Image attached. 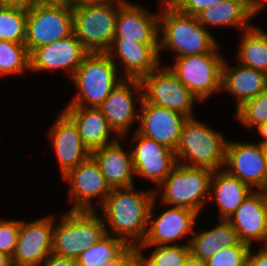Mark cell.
<instances>
[{
    "label": "cell",
    "mask_w": 267,
    "mask_h": 266,
    "mask_svg": "<svg viewBox=\"0 0 267 266\" xmlns=\"http://www.w3.org/2000/svg\"><path fill=\"white\" fill-rule=\"evenodd\" d=\"M154 198L155 190L137 192L134 186L112 188L100 207L104 223L109 224L113 231L109 235L114 234L127 245L139 247L147 233L148 215Z\"/></svg>",
    "instance_id": "cell-1"
},
{
    "label": "cell",
    "mask_w": 267,
    "mask_h": 266,
    "mask_svg": "<svg viewBox=\"0 0 267 266\" xmlns=\"http://www.w3.org/2000/svg\"><path fill=\"white\" fill-rule=\"evenodd\" d=\"M162 6L159 14V56L162 48L173 51L175 58L193 54L218 52V43L196 16L177 10L173 5Z\"/></svg>",
    "instance_id": "cell-2"
},
{
    "label": "cell",
    "mask_w": 267,
    "mask_h": 266,
    "mask_svg": "<svg viewBox=\"0 0 267 266\" xmlns=\"http://www.w3.org/2000/svg\"><path fill=\"white\" fill-rule=\"evenodd\" d=\"M212 129L194 117L187 118L175 150L176 162L212 171L224 166L227 141L221 133ZM182 158L187 163L179 162Z\"/></svg>",
    "instance_id": "cell-3"
},
{
    "label": "cell",
    "mask_w": 267,
    "mask_h": 266,
    "mask_svg": "<svg viewBox=\"0 0 267 266\" xmlns=\"http://www.w3.org/2000/svg\"><path fill=\"white\" fill-rule=\"evenodd\" d=\"M106 53H88L71 77L78 93L67 106L99 107L123 80Z\"/></svg>",
    "instance_id": "cell-4"
},
{
    "label": "cell",
    "mask_w": 267,
    "mask_h": 266,
    "mask_svg": "<svg viewBox=\"0 0 267 266\" xmlns=\"http://www.w3.org/2000/svg\"><path fill=\"white\" fill-rule=\"evenodd\" d=\"M126 0L72 7L73 33L88 53H106L115 37L118 9Z\"/></svg>",
    "instance_id": "cell-5"
},
{
    "label": "cell",
    "mask_w": 267,
    "mask_h": 266,
    "mask_svg": "<svg viewBox=\"0 0 267 266\" xmlns=\"http://www.w3.org/2000/svg\"><path fill=\"white\" fill-rule=\"evenodd\" d=\"M95 210H70L53 228L52 253L76 259L108 229Z\"/></svg>",
    "instance_id": "cell-6"
},
{
    "label": "cell",
    "mask_w": 267,
    "mask_h": 266,
    "mask_svg": "<svg viewBox=\"0 0 267 266\" xmlns=\"http://www.w3.org/2000/svg\"><path fill=\"white\" fill-rule=\"evenodd\" d=\"M73 33V11L67 1L35 3L27 9L25 45L34 49Z\"/></svg>",
    "instance_id": "cell-7"
},
{
    "label": "cell",
    "mask_w": 267,
    "mask_h": 266,
    "mask_svg": "<svg viewBox=\"0 0 267 266\" xmlns=\"http://www.w3.org/2000/svg\"><path fill=\"white\" fill-rule=\"evenodd\" d=\"M212 170L177 163L171 173L157 187L164 189L161 203L184 207L197 213L210 196ZM207 197V198H206Z\"/></svg>",
    "instance_id": "cell-8"
},
{
    "label": "cell",
    "mask_w": 267,
    "mask_h": 266,
    "mask_svg": "<svg viewBox=\"0 0 267 266\" xmlns=\"http://www.w3.org/2000/svg\"><path fill=\"white\" fill-rule=\"evenodd\" d=\"M174 59L175 64L168 68L199 101L205 100L214 92L222 91V68L225 59L218 52Z\"/></svg>",
    "instance_id": "cell-9"
},
{
    "label": "cell",
    "mask_w": 267,
    "mask_h": 266,
    "mask_svg": "<svg viewBox=\"0 0 267 266\" xmlns=\"http://www.w3.org/2000/svg\"><path fill=\"white\" fill-rule=\"evenodd\" d=\"M143 99L150 104L177 111L191 118L198 98L166 66L158 67L141 80Z\"/></svg>",
    "instance_id": "cell-10"
},
{
    "label": "cell",
    "mask_w": 267,
    "mask_h": 266,
    "mask_svg": "<svg viewBox=\"0 0 267 266\" xmlns=\"http://www.w3.org/2000/svg\"><path fill=\"white\" fill-rule=\"evenodd\" d=\"M159 189H154L155 198L148 215L147 233L142 244L138 247L139 251L146 247L169 245L174 241L176 242L177 239L181 240L183 236H188L189 233L191 235L194 233L193 227H195L198 213L191 209L173 206L158 215L157 218L154 217V206Z\"/></svg>",
    "instance_id": "cell-11"
},
{
    "label": "cell",
    "mask_w": 267,
    "mask_h": 266,
    "mask_svg": "<svg viewBox=\"0 0 267 266\" xmlns=\"http://www.w3.org/2000/svg\"><path fill=\"white\" fill-rule=\"evenodd\" d=\"M135 99L139 100V105L143 100L140 80L123 79L98 107L106 117L108 125L115 133L114 135L120 139L125 138L132 124L139 120Z\"/></svg>",
    "instance_id": "cell-12"
},
{
    "label": "cell",
    "mask_w": 267,
    "mask_h": 266,
    "mask_svg": "<svg viewBox=\"0 0 267 266\" xmlns=\"http://www.w3.org/2000/svg\"><path fill=\"white\" fill-rule=\"evenodd\" d=\"M62 178L70 182L68 198L75 202L71 210H94L92 200L96 197H99L101 207L112 190L91 155Z\"/></svg>",
    "instance_id": "cell-13"
},
{
    "label": "cell",
    "mask_w": 267,
    "mask_h": 266,
    "mask_svg": "<svg viewBox=\"0 0 267 266\" xmlns=\"http://www.w3.org/2000/svg\"><path fill=\"white\" fill-rule=\"evenodd\" d=\"M53 216L31 222L20 220L15 252L11 258L13 266H39L52 253Z\"/></svg>",
    "instance_id": "cell-14"
},
{
    "label": "cell",
    "mask_w": 267,
    "mask_h": 266,
    "mask_svg": "<svg viewBox=\"0 0 267 266\" xmlns=\"http://www.w3.org/2000/svg\"><path fill=\"white\" fill-rule=\"evenodd\" d=\"M226 171L242 182L267 191V171L263 152L259 143L227 141Z\"/></svg>",
    "instance_id": "cell-15"
},
{
    "label": "cell",
    "mask_w": 267,
    "mask_h": 266,
    "mask_svg": "<svg viewBox=\"0 0 267 266\" xmlns=\"http://www.w3.org/2000/svg\"><path fill=\"white\" fill-rule=\"evenodd\" d=\"M140 107L139 128L136 131L175 151L187 117L177 111L147 103L144 99Z\"/></svg>",
    "instance_id": "cell-16"
},
{
    "label": "cell",
    "mask_w": 267,
    "mask_h": 266,
    "mask_svg": "<svg viewBox=\"0 0 267 266\" xmlns=\"http://www.w3.org/2000/svg\"><path fill=\"white\" fill-rule=\"evenodd\" d=\"M137 143L131 149L134 174L160 185L177 164L175 151L140 135L137 131L132 138Z\"/></svg>",
    "instance_id": "cell-17"
},
{
    "label": "cell",
    "mask_w": 267,
    "mask_h": 266,
    "mask_svg": "<svg viewBox=\"0 0 267 266\" xmlns=\"http://www.w3.org/2000/svg\"><path fill=\"white\" fill-rule=\"evenodd\" d=\"M87 54L81 42L72 33L66 38L34 49L30 53V71L63 69L72 77Z\"/></svg>",
    "instance_id": "cell-18"
},
{
    "label": "cell",
    "mask_w": 267,
    "mask_h": 266,
    "mask_svg": "<svg viewBox=\"0 0 267 266\" xmlns=\"http://www.w3.org/2000/svg\"><path fill=\"white\" fill-rule=\"evenodd\" d=\"M106 54L114 62L116 56L122 62L125 76L123 79L141 80L161 64L159 44H141L133 40H123V37H114Z\"/></svg>",
    "instance_id": "cell-19"
},
{
    "label": "cell",
    "mask_w": 267,
    "mask_h": 266,
    "mask_svg": "<svg viewBox=\"0 0 267 266\" xmlns=\"http://www.w3.org/2000/svg\"><path fill=\"white\" fill-rule=\"evenodd\" d=\"M227 220L235 229L240 242L250 246L253 241L267 242V191H252Z\"/></svg>",
    "instance_id": "cell-20"
},
{
    "label": "cell",
    "mask_w": 267,
    "mask_h": 266,
    "mask_svg": "<svg viewBox=\"0 0 267 266\" xmlns=\"http://www.w3.org/2000/svg\"><path fill=\"white\" fill-rule=\"evenodd\" d=\"M49 138L53 143L62 177L91 155L82 142L77 125L63 110L50 128Z\"/></svg>",
    "instance_id": "cell-21"
},
{
    "label": "cell",
    "mask_w": 267,
    "mask_h": 266,
    "mask_svg": "<svg viewBox=\"0 0 267 266\" xmlns=\"http://www.w3.org/2000/svg\"><path fill=\"white\" fill-rule=\"evenodd\" d=\"M115 37L141 44H159V15L126 1L118 9Z\"/></svg>",
    "instance_id": "cell-22"
},
{
    "label": "cell",
    "mask_w": 267,
    "mask_h": 266,
    "mask_svg": "<svg viewBox=\"0 0 267 266\" xmlns=\"http://www.w3.org/2000/svg\"><path fill=\"white\" fill-rule=\"evenodd\" d=\"M119 140L91 152L111 188L134 186L132 153H125Z\"/></svg>",
    "instance_id": "cell-23"
},
{
    "label": "cell",
    "mask_w": 267,
    "mask_h": 266,
    "mask_svg": "<svg viewBox=\"0 0 267 266\" xmlns=\"http://www.w3.org/2000/svg\"><path fill=\"white\" fill-rule=\"evenodd\" d=\"M63 111L77 125L82 142L90 152L117 140L110 137L114 131L98 107L67 106Z\"/></svg>",
    "instance_id": "cell-24"
},
{
    "label": "cell",
    "mask_w": 267,
    "mask_h": 266,
    "mask_svg": "<svg viewBox=\"0 0 267 266\" xmlns=\"http://www.w3.org/2000/svg\"><path fill=\"white\" fill-rule=\"evenodd\" d=\"M257 6L251 0H223L201 11L196 17L206 29L207 26H233L244 31L251 18L256 16Z\"/></svg>",
    "instance_id": "cell-25"
},
{
    "label": "cell",
    "mask_w": 267,
    "mask_h": 266,
    "mask_svg": "<svg viewBox=\"0 0 267 266\" xmlns=\"http://www.w3.org/2000/svg\"><path fill=\"white\" fill-rule=\"evenodd\" d=\"M265 89H267L266 73L241 63L230 68L224 60L221 90L237 98V108Z\"/></svg>",
    "instance_id": "cell-26"
},
{
    "label": "cell",
    "mask_w": 267,
    "mask_h": 266,
    "mask_svg": "<svg viewBox=\"0 0 267 266\" xmlns=\"http://www.w3.org/2000/svg\"><path fill=\"white\" fill-rule=\"evenodd\" d=\"M210 190L209 198L215 199L220 212L217 219L226 220L232 216L253 191L249 185L230 175L226 169L213 172Z\"/></svg>",
    "instance_id": "cell-27"
},
{
    "label": "cell",
    "mask_w": 267,
    "mask_h": 266,
    "mask_svg": "<svg viewBox=\"0 0 267 266\" xmlns=\"http://www.w3.org/2000/svg\"><path fill=\"white\" fill-rule=\"evenodd\" d=\"M220 222L209 231H194L188 244L190 254L202 261H206L215 255L220 249L231 247L239 242L237 233L230 222L226 219H218Z\"/></svg>",
    "instance_id": "cell-28"
},
{
    "label": "cell",
    "mask_w": 267,
    "mask_h": 266,
    "mask_svg": "<svg viewBox=\"0 0 267 266\" xmlns=\"http://www.w3.org/2000/svg\"><path fill=\"white\" fill-rule=\"evenodd\" d=\"M242 33L237 60L267 74V33L255 26Z\"/></svg>",
    "instance_id": "cell-29"
},
{
    "label": "cell",
    "mask_w": 267,
    "mask_h": 266,
    "mask_svg": "<svg viewBox=\"0 0 267 266\" xmlns=\"http://www.w3.org/2000/svg\"><path fill=\"white\" fill-rule=\"evenodd\" d=\"M127 244L106 233L97 243L81 253L76 262L78 266H105L106 262L117 256Z\"/></svg>",
    "instance_id": "cell-30"
},
{
    "label": "cell",
    "mask_w": 267,
    "mask_h": 266,
    "mask_svg": "<svg viewBox=\"0 0 267 266\" xmlns=\"http://www.w3.org/2000/svg\"><path fill=\"white\" fill-rule=\"evenodd\" d=\"M27 9L16 6L0 7V40L25 43Z\"/></svg>",
    "instance_id": "cell-31"
},
{
    "label": "cell",
    "mask_w": 267,
    "mask_h": 266,
    "mask_svg": "<svg viewBox=\"0 0 267 266\" xmlns=\"http://www.w3.org/2000/svg\"><path fill=\"white\" fill-rule=\"evenodd\" d=\"M30 71V53L23 43L0 40V76Z\"/></svg>",
    "instance_id": "cell-32"
},
{
    "label": "cell",
    "mask_w": 267,
    "mask_h": 266,
    "mask_svg": "<svg viewBox=\"0 0 267 266\" xmlns=\"http://www.w3.org/2000/svg\"><path fill=\"white\" fill-rule=\"evenodd\" d=\"M190 255L189 244L156 245L150 257L139 251L138 266H184Z\"/></svg>",
    "instance_id": "cell-33"
},
{
    "label": "cell",
    "mask_w": 267,
    "mask_h": 266,
    "mask_svg": "<svg viewBox=\"0 0 267 266\" xmlns=\"http://www.w3.org/2000/svg\"><path fill=\"white\" fill-rule=\"evenodd\" d=\"M236 118L247 127H258L267 121V89L236 109Z\"/></svg>",
    "instance_id": "cell-34"
},
{
    "label": "cell",
    "mask_w": 267,
    "mask_h": 266,
    "mask_svg": "<svg viewBox=\"0 0 267 266\" xmlns=\"http://www.w3.org/2000/svg\"><path fill=\"white\" fill-rule=\"evenodd\" d=\"M251 246L238 242L231 247L220 249L205 261L206 266H246Z\"/></svg>",
    "instance_id": "cell-35"
},
{
    "label": "cell",
    "mask_w": 267,
    "mask_h": 266,
    "mask_svg": "<svg viewBox=\"0 0 267 266\" xmlns=\"http://www.w3.org/2000/svg\"><path fill=\"white\" fill-rule=\"evenodd\" d=\"M20 231V221L0 220V252L12 258Z\"/></svg>",
    "instance_id": "cell-36"
},
{
    "label": "cell",
    "mask_w": 267,
    "mask_h": 266,
    "mask_svg": "<svg viewBox=\"0 0 267 266\" xmlns=\"http://www.w3.org/2000/svg\"><path fill=\"white\" fill-rule=\"evenodd\" d=\"M223 0H176L172 5L182 13L197 16L201 11Z\"/></svg>",
    "instance_id": "cell-37"
},
{
    "label": "cell",
    "mask_w": 267,
    "mask_h": 266,
    "mask_svg": "<svg viewBox=\"0 0 267 266\" xmlns=\"http://www.w3.org/2000/svg\"><path fill=\"white\" fill-rule=\"evenodd\" d=\"M138 247L127 245L117 256L108 260L105 266H138Z\"/></svg>",
    "instance_id": "cell-38"
},
{
    "label": "cell",
    "mask_w": 267,
    "mask_h": 266,
    "mask_svg": "<svg viewBox=\"0 0 267 266\" xmlns=\"http://www.w3.org/2000/svg\"><path fill=\"white\" fill-rule=\"evenodd\" d=\"M43 266H78L76 259L60 256L54 253L48 255L40 264Z\"/></svg>",
    "instance_id": "cell-39"
},
{
    "label": "cell",
    "mask_w": 267,
    "mask_h": 266,
    "mask_svg": "<svg viewBox=\"0 0 267 266\" xmlns=\"http://www.w3.org/2000/svg\"><path fill=\"white\" fill-rule=\"evenodd\" d=\"M251 248L246 261V266H267V244L255 254L251 253Z\"/></svg>",
    "instance_id": "cell-40"
},
{
    "label": "cell",
    "mask_w": 267,
    "mask_h": 266,
    "mask_svg": "<svg viewBox=\"0 0 267 266\" xmlns=\"http://www.w3.org/2000/svg\"><path fill=\"white\" fill-rule=\"evenodd\" d=\"M2 6H16L29 9L34 3V0H0Z\"/></svg>",
    "instance_id": "cell-41"
},
{
    "label": "cell",
    "mask_w": 267,
    "mask_h": 266,
    "mask_svg": "<svg viewBox=\"0 0 267 266\" xmlns=\"http://www.w3.org/2000/svg\"><path fill=\"white\" fill-rule=\"evenodd\" d=\"M110 0H68L72 7H80L85 5L103 4Z\"/></svg>",
    "instance_id": "cell-42"
},
{
    "label": "cell",
    "mask_w": 267,
    "mask_h": 266,
    "mask_svg": "<svg viewBox=\"0 0 267 266\" xmlns=\"http://www.w3.org/2000/svg\"><path fill=\"white\" fill-rule=\"evenodd\" d=\"M184 266H206V264L205 261H202L190 254L186 259Z\"/></svg>",
    "instance_id": "cell-43"
},
{
    "label": "cell",
    "mask_w": 267,
    "mask_h": 266,
    "mask_svg": "<svg viewBox=\"0 0 267 266\" xmlns=\"http://www.w3.org/2000/svg\"><path fill=\"white\" fill-rule=\"evenodd\" d=\"M257 128L258 133L262 136V141L259 144L267 143V121L259 125Z\"/></svg>",
    "instance_id": "cell-44"
},
{
    "label": "cell",
    "mask_w": 267,
    "mask_h": 266,
    "mask_svg": "<svg viewBox=\"0 0 267 266\" xmlns=\"http://www.w3.org/2000/svg\"><path fill=\"white\" fill-rule=\"evenodd\" d=\"M0 266H13L11 257L0 252Z\"/></svg>",
    "instance_id": "cell-45"
},
{
    "label": "cell",
    "mask_w": 267,
    "mask_h": 266,
    "mask_svg": "<svg viewBox=\"0 0 267 266\" xmlns=\"http://www.w3.org/2000/svg\"><path fill=\"white\" fill-rule=\"evenodd\" d=\"M262 152H263V156H264V160H265V164H266V171H267V143L264 144H260Z\"/></svg>",
    "instance_id": "cell-46"
},
{
    "label": "cell",
    "mask_w": 267,
    "mask_h": 266,
    "mask_svg": "<svg viewBox=\"0 0 267 266\" xmlns=\"http://www.w3.org/2000/svg\"><path fill=\"white\" fill-rule=\"evenodd\" d=\"M160 5H172L176 0H160Z\"/></svg>",
    "instance_id": "cell-47"
},
{
    "label": "cell",
    "mask_w": 267,
    "mask_h": 266,
    "mask_svg": "<svg viewBox=\"0 0 267 266\" xmlns=\"http://www.w3.org/2000/svg\"><path fill=\"white\" fill-rule=\"evenodd\" d=\"M57 2V0H34V3Z\"/></svg>",
    "instance_id": "cell-48"
},
{
    "label": "cell",
    "mask_w": 267,
    "mask_h": 266,
    "mask_svg": "<svg viewBox=\"0 0 267 266\" xmlns=\"http://www.w3.org/2000/svg\"><path fill=\"white\" fill-rule=\"evenodd\" d=\"M265 2L267 3V0H263V1L257 6V13H258L261 9H264L263 6L265 5Z\"/></svg>",
    "instance_id": "cell-49"
},
{
    "label": "cell",
    "mask_w": 267,
    "mask_h": 266,
    "mask_svg": "<svg viewBox=\"0 0 267 266\" xmlns=\"http://www.w3.org/2000/svg\"><path fill=\"white\" fill-rule=\"evenodd\" d=\"M256 6H258L263 0H251Z\"/></svg>",
    "instance_id": "cell-50"
}]
</instances>
